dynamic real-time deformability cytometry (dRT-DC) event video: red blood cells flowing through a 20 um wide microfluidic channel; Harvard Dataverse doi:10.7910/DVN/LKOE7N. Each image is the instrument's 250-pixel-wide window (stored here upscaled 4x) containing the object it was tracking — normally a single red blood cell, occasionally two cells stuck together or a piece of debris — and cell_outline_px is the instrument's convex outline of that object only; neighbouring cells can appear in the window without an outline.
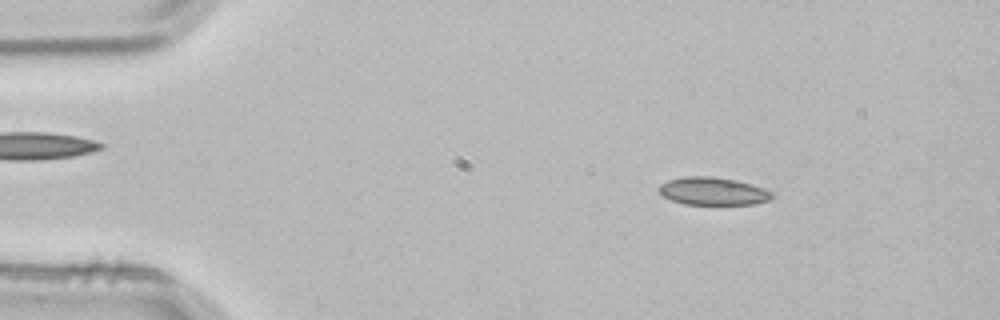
{"species": "common noctule bat (a hibernating species)", "species_latin": "Nyctalus noctula", "temperature_condition": "room temperature", "stored_images_in_passage": 47, "camera_frame_rate_fps": 3000, "um_per_image_px": 0.085, "animal": {"sex": "male", "body_mass_g": 21.5, "forearm_length_mm": 52.0}, "frame": {"image": 1, "passage_image": 2, "time_ms": 0.333, "image_size_px": [1000, 320], "cell_outline_px": [[772, 196], [768, 200], [756, 204], [684, 204], [672, 200], [664, 196], [656, 188], [660, 184], [668, 180], [684, 176], [712, 176], [736, 180], [764, 188], [772, 192]], "centroid_in_image_um": [60.57, 16.24], "position_along_channel_um": 24.4, "area_um2": 18.26}}
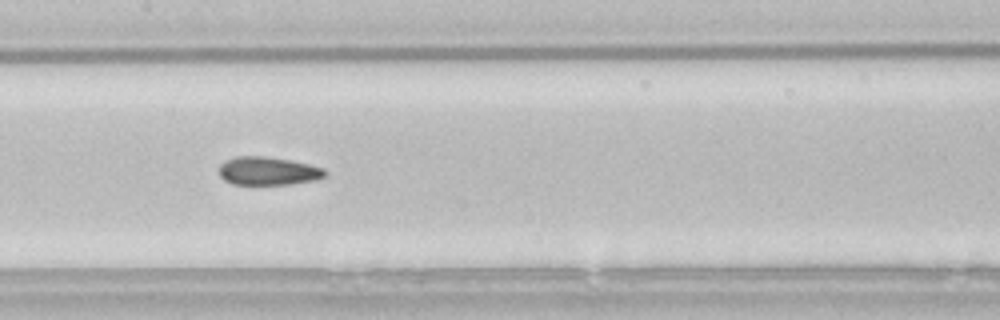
{"frame": {"image": 2, "passage_image": 20, "time_ms": 6.333, "image_size_px": [1000, 320], "cell_outline_px": [[328, 172], [324, 176], [316, 180], [292, 184], [232, 184], [224, 180], [220, 176], [220, 164], [236, 156], [264, 156], [288, 160], [308, 164], [324, 168]], "centroid_in_image_um": [22.8, 14.54], "position_along_channel_um": 184.6, "area_um2": 17.34}}
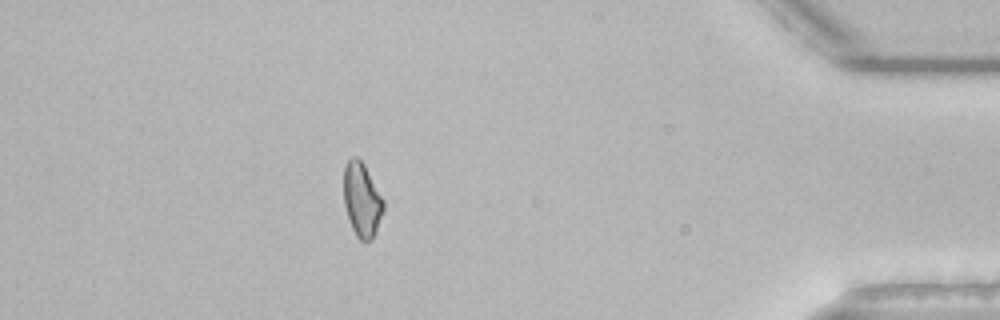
{"frame": {"image": 3, "passage_image": 41, "time_ms": 13.333, "image_size_px": [1000, 320], "cell_outline_px": [[384, 208], [376, 232], [372, 240], [360, 240], [356, 236], [352, 228], [344, 204], [344, 168], [348, 160], [352, 156], [356, 156], [364, 164], [384, 200]], "centroid_in_image_um": [30.76, 16.98], "position_along_channel_um": 404.4, "area_um2": 17.05}, "authors_computed_cell_mechanics": {"area_um2": 17.8602, "velocity_mm_per_s": 3.8385, "shape_relaxation_time_tau1_ms": null, "shape_relaxation_time_tau2_ms": 3.2854, "deformation_change_tau1": null, "deformation_change_tau2": 0.0799}}